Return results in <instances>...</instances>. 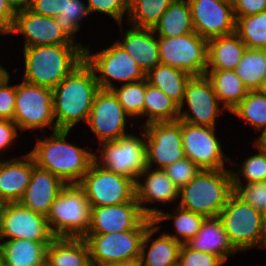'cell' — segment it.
Here are the masks:
<instances>
[{
	"label": "cell",
	"mask_w": 266,
	"mask_h": 266,
	"mask_svg": "<svg viewBox=\"0 0 266 266\" xmlns=\"http://www.w3.org/2000/svg\"><path fill=\"white\" fill-rule=\"evenodd\" d=\"M100 90L93 69L83 61L53 89V113L57 130H72L86 123Z\"/></svg>",
	"instance_id": "obj_1"
},
{
	"label": "cell",
	"mask_w": 266,
	"mask_h": 266,
	"mask_svg": "<svg viewBox=\"0 0 266 266\" xmlns=\"http://www.w3.org/2000/svg\"><path fill=\"white\" fill-rule=\"evenodd\" d=\"M70 130L53 131L45 139L37 138L29 152L35 164L66 184H78L94 161L93 151L69 143L66 139Z\"/></svg>",
	"instance_id": "obj_2"
},
{
	"label": "cell",
	"mask_w": 266,
	"mask_h": 266,
	"mask_svg": "<svg viewBox=\"0 0 266 266\" xmlns=\"http://www.w3.org/2000/svg\"><path fill=\"white\" fill-rule=\"evenodd\" d=\"M24 81L54 89L84 61L78 44L44 45L23 48Z\"/></svg>",
	"instance_id": "obj_3"
},
{
	"label": "cell",
	"mask_w": 266,
	"mask_h": 266,
	"mask_svg": "<svg viewBox=\"0 0 266 266\" xmlns=\"http://www.w3.org/2000/svg\"><path fill=\"white\" fill-rule=\"evenodd\" d=\"M233 192L231 169L201 170L180 189L178 206L205 218H216Z\"/></svg>",
	"instance_id": "obj_4"
},
{
	"label": "cell",
	"mask_w": 266,
	"mask_h": 266,
	"mask_svg": "<svg viewBox=\"0 0 266 266\" xmlns=\"http://www.w3.org/2000/svg\"><path fill=\"white\" fill-rule=\"evenodd\" d=\"M91 207L78 184H66L46 216L54 237L83 238L90 226Z\"/></svg>",
	"instance_id": "obj_5"
},
{
	"label": "cell",
	"mask_w": 266,
	"mask_h": 266,
	"mask_svg": "<svg viewBox=\"0 0 266 266\" xmlns=\"http://www.w3.org/2000/svg\"><path fill=\"white\" fill-rule=\"evenodd\" d=\"M89 49L84 50V61L93 69L100 89L112 90L116 87L113 80L128 84L146 79L135 59L117 41L97 53L91 54Z\"/></svg>",
	"instance_id": "obj_6"
},
{
	"label": "cell",
	"mask_w": 266,
	"mask_h": 266,
	"mask_svg": "<svg viewBox=\"0 0 266 266\" xmlns=\"http://www.w3.org/2000/svg\"><path fill=\"white\" fill-rule=\"evenodd\" d=\"M13 121L19 131H45L50 127L57 131L53 113V89L30 84L24 80L16 84V99Z\"/></svg>",
	"instance_id": "obj_7"
},
{
	"label": "cell",
	"mask_w": 266,
	"mask_h": 266,
	"mask_svg": "<svg viewBox=\"0 0 266 266\" xmlns=\"http://www.w3.org/2000/svg\"><path fill=\"white\" fill-rule=\"evenodd\" d=\"M121 136L115 141L100 144V155L94 154V161L106 170L124 175L134 182L147 168L145 131L141 134ZM100 157V159H98Z\"/></svg>",
	"instance_id": "obj_8"
},
{
	"label": "cell",
	"mask_w": 266,
	"mask_h": 266,
	"mask_svg": "<svg viewBox=\"0 0 266 266\" xmlns=\"http://www.w3.org/2000/svg\"><path fill=\"white\" fill-rule=\"evenodd\" d=\"M149 227H135L132 230L113 233H87L83 238L89 247L91 266L139 260L146 230Z\"/></svg>",
	"instance_id": "obj_9"
},
{
	"label": "cell",
	"mask_w": 266,
	"mask_h": 266,
	"mask_svg": "<svg viewBox=\"0 0 266 266\" xmlns=\"http://www.w3.org/2000/svg\"><path fill=\"white\" fill-rule=\"evenodd\" d=\"M90 207L119 205L135 197V182L130 178L106 170L93 161L78 183Z\"/></svg>",
	"instance_id": "obj_10"
},
{
	"label": "cell",
	"mask_w": 266,
	"mask_h": 266,
	"mask_svg": "<svg viewBox=\"0 0 266 266\" xmlns=\"http://www.w3.org/2000/svg\"><path fill=\"white\" fill-rule=\"evenodd\" d=\"M261 214L235 192L230 195L218 218L224 226L230 244L237 252L251 250L257 246Z\"/></svg>",
	"instance_id": "obj_11"
},
{
	"label": "cell",
	"mask_w": 266,
	"mask_h": 266,
	"mask_svg": "<svg viewBox=\"0 0 266 266\" xmlns=\"http://www.w3.org/2000/svg\"><path fill=\"white\" fill-rule=\"evenodd\" d=\"M160 64L183 70L191 76L207 72L208 41L196 32L175 37H158Z\"/></svg>",
	"instance_id": "obj_12"
},
{
	"label": "cell",
	"mask_w": 266,
	"mask_h": 266,
	"mask_svg": "<svg viewBox=\"0 0 266 266\" xmlns=\"http://www.w3.org/2000/svg\"><path fill=\"white\" fill-rule=\"evenodd\" d=\"M185 104L189 108L182 111ZM220 106L213 85L206 75L192 76L186 83L184 99L179 107V120L194 126L216 127V118L226 111Z\"/></svg>",
	"instance_id": "obj_13"
},
{
	"label": "cell",
	"mask_w": 266,
	"mask_h": 266,
	"mask_svg": "<svg viewBox=\"0 0 266 266\" xmlns=\"http://www.w3.org/2000/svg\"><path fill=\"white\" fill-rule=\"evenodd\" d=\"M181 133L185 157L200 169H227L225 162L236 166L237 163L231 162V159L223 153V146L216 137L215 127L194 126L181 121Z\"/></svg>",
	"instance_id": "obj_14"
},
{
	"label": "cell",
	"mask_w": 266,
	"mask_h": 266,
	"mask_svg": "<svg viewBox=\"0 0 266 266\" xmlns=\"http://www.w3.org/2000/svg\"><path fill=\"white\" fill-rule=\"evenodd\" d=\"M146 133V163L152 169H164L185 158L182 146L181 120L153 122L143 126ZM153 164V165H152Z\"/></svg>",
	"instance_id": "obj_15"
},
{
	"label": "cell",
	"mask_w": 266,
	"mask_h": 266,
	"mask_svg": "<svg viewBox=\"0 0 266 266\" xmlns=\"http://www.w3.org/2000/svg\"><path fill=\"white\" fill-rule=\"evenodd\" d=\"M129 117L111 90L100 89L94 97L87 124L101 144L127 135L125 127Z\"/></svg>",
	"instance_id": "obj_16"
},
{
	"label": "cell",
	"mask_w": 266,
	"mask_h": 266,
	"mask_svg": "<svg viewBox=\"0 0 266 266\" xmlns=\"http://www.w3.org/2000/svg\"><path fill=\"white\" fill-rule=\"evenodd\" d=\"M194 31L207 41L235 33L232 0H188Z\"/></svg>",
	"instance_id": "obj_17"
},
{
	"label": "cell",
	"mask_w": 266,
	"mask_h": 266,
	"mask_svg": "<svg viewBox=\"0 0 266 266\" xmlns=\"http://www.w3.org/2000/svg\"><path fill=\"white\" fill-rule=\"evenodd\" d=\"M5 240L28 239L52 241L45 216L35 213L20 202L7 203L0 220V242Z\"/></svg>",
	"instance_id": "obj_18"
},
{
	"label": "cell",
	"mask_w": 266,
	"mask_h": 266,
	"mask_svg": "<svg viewBox=\"0 0 266 266\" xmlns=\"http://www.w3.org/2000/svg\"><path fill=\"white\" fill-rule=\"evenodd\" d=\"M153 220L147 218L134 197L131 201L113 206L91 207L90 226L87 233H113L150 227Z\"/></svg>",
	"instance_id": "obj_19"
},
{
	"label": "cell",
	"mask_w": 266,
	"mask_h": 266,
	"mask_svg": "<svg viewBox=\"0 0 266 266\" xmlns=\"http://www.w3.org/2000/svg\"><path fill=\"white\" fill-rule=\"evenodd\" d=\"M18 33L25 38L23 48L75 44L59 28L54 17L42 16L29 9L15 14L13 26L7 35Z\"/></svg>",
	"instance_id": "obj_20"
},
{
	"label": "cell",
	"mask_w": 266,
	"mask_h": 266,
	"mask_svg": "<svg viewBox=\"0 0 266 266\" xmlns=\"http://www.w3.org/2000/svg\"><path fill=\"white\" fill-rule=\"evenodd\" d=\"M143 177V178H142ZM139 178L145 179L140 182ZM180 189L166 175L163 169L147 167L135 182V198L140 205L143 214L154 219L162 209L149 208L146 204L150 202L169 203L178 201Z\"/></svg>",
	"instance_id": "obj_21"
},
{
	"label": "cell",
	"mask_w": 266,
	"mask_h": 266,
	"mask_svg": "<svg viewBox=\"0 0 266 266\" xmlns=\"http://www.w3.org/2000/svg\"><path fill=\"white\" fill-rule=\"evenodd\" d=\"M66 185L58 176L35 165L30 183L20 203L43 216H47L52 203Z\"/></svg>",
	"instance_id": "obj_22"
},
{
	"label": "cell",
	"mask_w": 266,
	"mask_h": 266,
	"mask_svg": "<svg viewBox=\"0 0 266 266\" xmlns=\"http://www.w3.org/2000/svg\"><path fill=\"white\" fill-rule=\"evenodd\" d=\"M22 158L0 160V197L6 203L20 202L30 183L32 169L36 164L30 153Z\"/></svg>",
	"instance_id": "obj_23"
},
{
	"label": "cell",
	"mask_w": 266,
	"mask_h": 266,
	"mask_svg": "<svg viewBox=\"0 0 266 266\" xmlns=\"http://www.w3.org/2000/svg\"><path fill=\"white\" fill-rule=\"evenodd\" d=\"M117 42L135 59L145 74L160 64L158 37L153 29L132 26Z\"/></svg>",
	"instance_id": "obj_24"
},
{
	"label": "cell",
	"mask_w": 266,
	"mask_h": 266,
	"mask_svg": "<svg viewBox=\"0 0 266 266\" xmlns=\"http://www.w3.org/2000/svg\"><path fill=\"white\" fill-rule=\"evenodd\" d=\"M160 226L153 223L147 230L143 238L140 265L141 266H177L182 243L176 241L167 232L161 233L157 238L151 239L159 233ZM150 240H153L148 245ZM148 246L149 249L147 248ZM148 249V251H147Z\"/></svg>",
	"instance_id": "obj_25"
},
{
	"label": "cell",
	"mask_w": 266,
	"mask_h": 266,
	"mask_svg": "<svg viewBox=\"0 0 266 266\" xmlns=\"http://www.w3.org/2000/svg\"><path fill=\"white\" fill-rule=\"evenodd\" d=\"M50 243L28 239L3 240L0 242V253L5 266H46Z\"/></svg>",
	"instance_id": "obj_26"
},
{
	"label": "cell",
	"mask_w": 266,
	"mask_h": 266,
	"mask_svg": "<svg viewBox=\"0 0 266 266\" xmlns=\"http://www.w3.org/2000/svg\"><path fill=\"white\" fill-rule=\"evenodd\" d=\"M189 248L219 256L225 263L237 251L230 244L221 220L206 218L198 234L185 243Z\"/></svg>",
	"instance_id": "obj_27"
},
{
	"label": "cell",
	"mask_w": 266,
	"mask_h": 266,
	"mask_svg": "<svg viewBox=\"0 0 266 266\" xmlns=\"http://www.w3.org/2000/svg\"><path fill=\"white\" fill-rule=\"evenodd\" d=\"M46 266H91L85 239L55 237L47 247Z\"/></svg>",
	"instance_id": "obj_28"
},
{
	"label": "cell",
	"mask_w": 266,
	"mask_h": 266,
	"mask_svg": "<svg viewBox=\"0 0 266 266\" xmlns=\"http://www.w3.org/2000/svg\"><path fill=\"white\" fill-rule=\"evenodd\" d=\"M246 49L236 33L208 40L207 70H235Z\"/></svg>",
	"instance_id": "obj_29"
},
{
	"label": "cell",
	"mask_w": 266,
	"mask_h": 266,
	"mask_svg": "<svg viewBox=\"0 0 266 266\" xmlns=\"http://www.w3.org/2000/svg\"><path fill=\"white\" fill-rule=\"evenodd\" d=\"M153 31L157 37H175L195 32L188 0H174L161 15Z\"/></svg>",
	"instance_id": "obj_30"
},
{
	"label": "cell",
	"mask_w": 266,
	"mask_h": 266,
	"mask_svg": "<svg viewBox=\"0 0 266 266\" xmlns=\"http://www.w3.org/2000/svg\"><path fill=\"white\" fill-rule=\"evenodd\" d=\"M214 92L224 109L231 112L247 95L249 90L235 70H207Z\"/></svg>",
	"instance_id": "obj_31"
},
{
	"label": "cell",
	"mask_w": 266,
	"mask_h": 266,
	"mask_svg": "<svg viewBox=\"0 0 266 266\" xmlns=\"http://www.w3.org/2000/svg\"><path fill=\"white\" fill-rule=\"evenodd\" d=\"M191 77L183 70L163 64H158L146 74L147 83L159 88L179 107L184 99L186 83Z\"/></svg>",
	"instance_id": "obj_32"
},
{
	"label": "cell",
	"mask_w": 266,
	"mask_h": 266,
	"mask_svg": "<svg viewBox=\"0 0 266 266\" xmlns=\"http://www.w3.org/2000/svg\"><path fill=\"white\" fill-rule=\"evenodd\" d=\"M143 116L148 117L143 126L153 122L176 121L179 119V106L145 79Z\"/></svg>",
	"instance_id": "obj_33"
},
{
	"label": "cell",
	"mask_w": 266,
	"mask_h": 266,
	"mask_svg": "<svg viewBox=\"0 0 266 266\" xmlns=\"http://www.w3.org/2000/svg\"><path fill=\"white\" fill-rule=\"evenodd\" d=\"M249 91L258 90L266 80V49H246L235 69Z\"/></svg>",
	"instance_id": "obj_34"
},
{
	"label": "cell",
	"mask_w": 266,
	"mask_h": 266,
	"mask_svg": "<svg viewBox=\"0 0 266 266\" xmlns=\"http://www.w3.org/2000/svg\"><path fill=\"white\" fill-rule=\"evenodd\" d=\"M173 218V224L176 233L173 235L167 234L171 236L176 241L185 244L191 238H194L201 229L202 224L205 221V217L196 214L194 212L185 210L177 205L176 210L173 214L165 213L163 210L153 219V222L156 225H160L159 223L165 221L167 219Z\"/></svg>",
	"instance_id": "obj_35"
},
{
	"label": "cell",
	"mask_w": 266,
	"mask_h": 266,
	"mask_svg": "<svg viewBox=\"0 0 266 266\" xmlns=\"http://www.w3.org/2000/svg\"><path fill=\"white\" fill-rule=\"evenodd\" d=\"M173 1L130 0L128 22L134 27L153 29Z\"/></svg>",
	"instance_id": "obj_36"
},
{
	"label": "cell",
	"mask_w": 266,
	"mask_h": 266,
	"mask_svg": "<svg viewBox=\"0 0 266 266\" xmlns=\"http://www.w3.org/2000/svg\"><path fill=\"white\" fill-rule=\"evenodd\" d=\"M235 33L248 49H266V11L236 18Z\"/></svg>",
	"instance_id": "obj_37"
},
{
	"label": "cell",
	"mask_w": 266,
	"mask_h": 266,
	"mask_svg": "<svg viewBox=\"0 0 266 266\" xmlns=\"http://www.w3.org/2000/svg\"><path fill=\"white\" fill-rule=\"evenodd\" d=\"M255 129L266 130V98L259 91H249L246 97L230 112Z\"/></svg>",
	"instance_id": "obj_38"
},
{
	"label": "cell",
	"mask_w": 266,
	"mask_h": 266,
	"mask_svg": "<svg viewBox=\"0 0 266 266\" xmlns=\"http://www.w3.org/2000/svg\"><path fill=\"white\" fill-rule=\"evenodd\" d=\"M117 97L119 103L123 106L125 112L130 118L143 116L144 96H145V79L122 84L120 87H114L111 90Z\"/></svg>",
	"instance_id": "obj_39"
},
{
	"label": "cell",
	"mask_w": 266,
	"mask_h": 266,
	"mask_svg": "<svg viewBox=\"0 0 266 266\" xmlns=\"http://www.w3.org/2000/svg\"><path fill=\"white\" fill-rule=\"evenodd\" d=\"M88 15H90L89 8L82 0H66L65 12L54 17L63 33L83 50H85L87 46L77 43L75 34L80 29V23L83 17L85 18Z\"/></svg>",
	"instance_id": "obj_40"
},
{
	"label": "cell",
	"mask_w": 266,
	"mask_h": 266,
	"mask_svg": "<svg viewBox=\"0 0 266 266\" xmlns=\"http://www.w3.org/2000/svg\"><path fill=\"white\" fill-rule=\"evenodd\" d=\"M258 153L249 156L243 161L238 171H232V181L240 182V175L246 183H257L266 181V152L254 143Z\"/></svg>",
	"instance_id": "obj_41"
},
{
	"label": "cell",
	"mask_w": 266,
	"mask_h": 266,
	"mask_svg": "<svg viewBox=\"0 0 266 266\" xmlns=\"http://www.w3.org/2000/svg\"><path fill=\"white\" fill-rule=\"evenodd\" d=\"M234 192L257 211L266 212V181L257 183L233 182Z\"/></svg>",
	"instance_id": "obj_42"
},
{
	"label": "cell",
	"mask_w": 266,
	"mask_h": 266,
	"mask_svg": "<svg viewBox=\"0 0 266 266\" xmlns=\"http://www.w3.org/2000/svg\"><path fill=\"white\" fill-rule=\"evenodd\" d=\"M90 13L102 12L115 19L123 31V17L130 9V0H87Z\"/></svg>",
	"instance_id": "obj_43"
},
{
	"label": "cell",
	"mask_w": 266,
	"mask_h": 266,
	"mask_svg": "<svg viewBox=\"0 0 266 266\" xmlns=\"http://www.w3.org/2000/svg\"><path fill=\"white\" fill-rule=\"evenodd\" d=\"M172 182L181 189L202 169L188 158H182L163 169Z\"/></svg>",
	"instance_id": "obj_44"
},
{
	"label": "cell",
	"mask_w": 266,
	"mask_h": 266,
	"mask_svg": "<svg viewBox=\"0 0 266 266\" xmlns=\"http://www.w3.org/2000/svg\"><path fill=\"white\" fill-rule=\"evenodd\" d=\"M225 262L217 255L194 250L182 244L179 254V266H223Z\"/></svg>",
	"instance_id": "obj_45"
},
{
	"label": "cell",
	"mask_w": 266,
	"mask_h": 266,
	"mask_svg": "<svg viewBox=\"0 0 266 266\" xmlns=\"http://www.w3.org/2000/svg\"><path fill=\"white\" fill-rule=\"evenodd\" d=\"M16 85H9V80L0 87V119L12 120L15 110Z\"/></svg>",
	"instance_id": "obj_46"
},
{
	"label": "cell",
	"mask_w": 266,
	"mask_h": 266,
	"mask_svg": "<svg viewBox=\"0 0 266 266\" xmlns=\"http://www.w3.org/2000/svg\"><path fill=\"white\" fill-rule=\"evenodd\" d=\"M66 0H30L29 10L48 17H56L65 12Z\"/></svg>",
	"instance_id": "obj_47"
},
{
	"label": "cell",
	"mask_w": 266,
	"mask_h": 266,
	"mask_svg": "<svg viewBox=\"0 0 266 266\" xmlns=\"http://www.w3.org/2000/svg\"><path fill=\"white\" fill-rule=\"evenodd\" d=\"M235 19L266 11V0H232Z\"/></svg>",
	"instance_id": "obj_48"
},
{
	"label": "cell",
	"mask_w": 266,
	"mask_h": 266,
	"mask_svg": "<svg viewBox=\"0 0 266 266\" xmlns=\"http://www.w3.org/2000/svg\"><path fill=\"white\" fill-rule=\"evenodd\" d=\"M18 127L12 120L0 119V153L13 145V141L18 136ZM3 149V150H2ZM0 154V155H1Z\"/></svg>",
	"instance_id": "obj_49"
},
{
	"label": "cell",
	"mask_w": 266,
	"mask_h": 266,
	"mask_svg": "<svg viewBox=\"0 0 266 266\" xmlns=\"http://www.w3.org/2000/svg\"><path fill=\"white\" fill-rule=\"evenodd\" d=\"M15 12L8 6L5 0H0V28L8 33L14 23Z\"/></svg>",
	"instance_id": "obj_50"
},
{
	"label": "cell",
	"mask_w": 266,
	"mask_h": 266,
	"mask_svg": "<svg viewBox=\"0 0 266 266\" xmlns=\"http://www.w3.org/2000/svg\"><path fill=\"white\" fill-rule=\"evenodd\" d=\"M5 1L15 13L28 9L30 5V0H5Z\"/></svg>",
	"instance_id": "obj_51"
},
{
	"label": "cell",
	"mask_w": 266,
	"mask_h": 266,
	"mask_svg": "<svg viewBox=\"0 0 266 266\" xmlns=\"http://www.w3.org/2000/svg\"><path fill=\"white\" fill-rule=\"evenodd\" d=\"M257 246L266 248V212L261 214L260 237Z\"/></svg>",
	"instance_id": "obj_52"
},
{
	"label": "cell",
	"mask_w": 266,
	"mask_h": 266,
	"mask_svg": "<svg viewBox=\"0 0 266 266\" xmlns=\"http://www.w3.org/2000/svg\"><path fill=\"white\" fill-rule=\"evenodd\" d=\"M103 266H141V265H140L139 260H130V261H124V262L109 263Z\"/></svg>",
	"instance_id": "obj_53"
},
{
	"label": "cell",
	"mask_w": 266,
	"mask_h": 266,
	"mask_svg": "<svg viewBox=\"0 0 266 266\" xmlns=\"http://www.w3.org/2000/svg\"><path fill=\"white\" fill-rule=\"evenodd\" d=\"M254 143L266 152V130L261 132V135L257 137Z\"/></svg>",
	"instance_id": "obj_54"
},
{
	"label": "cell",
	"mask_w": 266,
	"mask_h": 266,
	"mask_svg": "<svg viewBox=\"0 0 266 266\" xmlns=\"http://www.w3.org/2000/svg\"><path fill=\"white\" fill-rule=\"evenodd\" d=\"M10 80V74L9 72L2 67L0 64V87L6 82Z\"/></svg>",
	"instance_id": "obj_55"
},
{
	"label": "cell",
	"mask_w": 266,
	"mask_h": 266,
	"mask_svg": "<svg viewBox=\"0 0 266 266\" xmlns=\"http://www.w3.org/2000/svg\"><path fill=\"white\" fill-rule=\"evenodd\" d=\"M257 91L266 98V80L260 85Z\"/></svg>",
	"instance_id": "obj_56"
},
{
	"label": "cell",
	"mask_w": 266,
	"mask_h": 266,
	"mask_svg": "<svg viewBox=\"0 0 266 266\" xmlns=\"http://www.w3.org/2000/svg\"><path fill=\"white\" fill-rule=\"evenodd\" d=\"M6 204L7 203L0 197V220L3 215Z\"/></svg>",
	"instance_id": "obj_57"
},
{
	"label": "cell",
	"mask_w": 266,
	"mask_h": 266,
	"mask_svg": "<svg viewBox=\"0 0 266 266\" xmlns=\"http://www.w3.org/2000/svg\"><path fill=\"white\" fill-rule=\"evenodd\" d=\"M0 266H5L1 253H0Z\"/></svg>",
	"instance_id": "obj_58"
},
{
	"label": "cell",
	"mask_w": 266,
	"mask_h": 266,
	"mask_svg": "<svg viewBox=\"0 0 266 266\" xmlns=\"http://www.w3.org/2000/svg\"><path fill=\"white\" fill-rule=\"evenodd\" d=\"M1 34H3V35L5 34V35H6L7 33H6L4 30H2V29L0 28V35H1Z\"/></svg>",
	"instance_id": "obj_59"
}]
</instances>
